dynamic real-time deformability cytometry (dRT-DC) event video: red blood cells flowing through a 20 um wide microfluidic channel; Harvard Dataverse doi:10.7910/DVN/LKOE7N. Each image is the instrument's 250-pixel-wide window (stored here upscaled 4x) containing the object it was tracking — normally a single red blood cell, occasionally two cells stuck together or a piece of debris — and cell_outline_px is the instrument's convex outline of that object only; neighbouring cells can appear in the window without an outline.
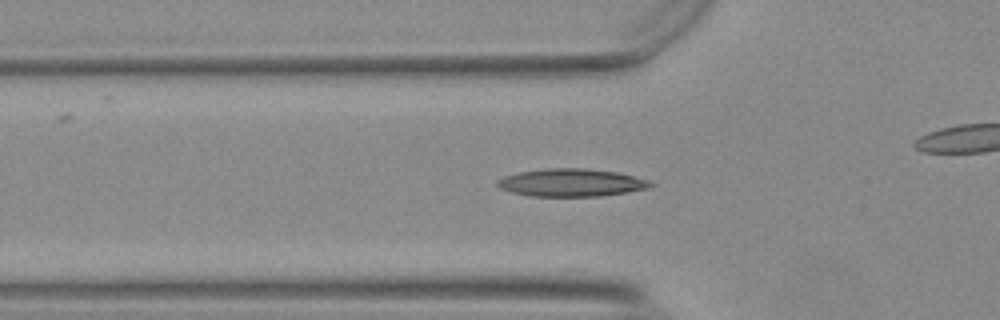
{"species": "Egyptian fruit bat (a non-hibernating species)", "species_latin": "Rousettus aegyptiacus", "temperature_condition": "warm", "stored_images_in_passage": 44, "camera_frame_rate_fps": 3000, "um_per_image_px": 0.085, "animal": {"sex": "female"}, "frame": {"image": 1, "passage_image": 18, "time_ms": 5.667, "image_size_px": [1000, 320], "cell_outline_px": [[656, 184], [648, 188], [628, 192], [600, 196], [528, 196], [512, 192], [500, 188], [496, 184], [496, 180], [504, 176], [520, 172], [544, 168], [588, 168], [616, 172], [648, 180]], "centroid_in_image_um": [48.55, 15.52], "position_along_channel_um": 77.3, "area_um2": 24.8}}
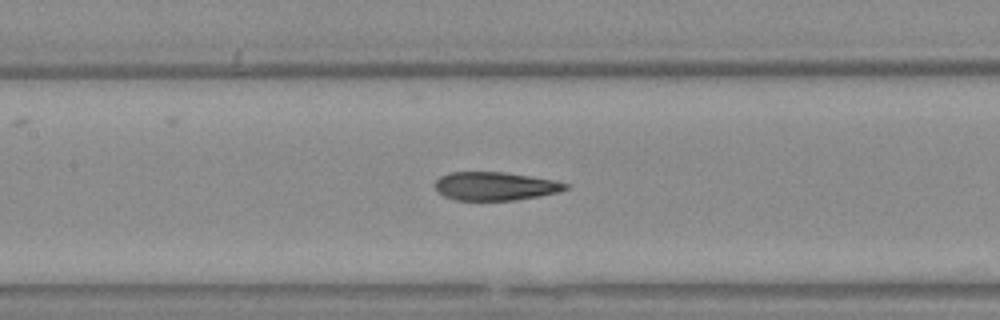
{"frame": {"image": 2, "passage_image": 25, "time_ms": 8.0, "image_size_px": [1000, 320], "cell_outline_px": [[568, 188], [556, 192], [540, 196], [516, 200], [456, 200], [444, 196], [436, 188], [436, 180], [440, 176], [448, 172], [504, 172], [552, 180], [568, 184]], "centroid_in_image_um": [42.06, 15.82], "position_along_channel_um": 165.3, "area_um2": 21.33}}
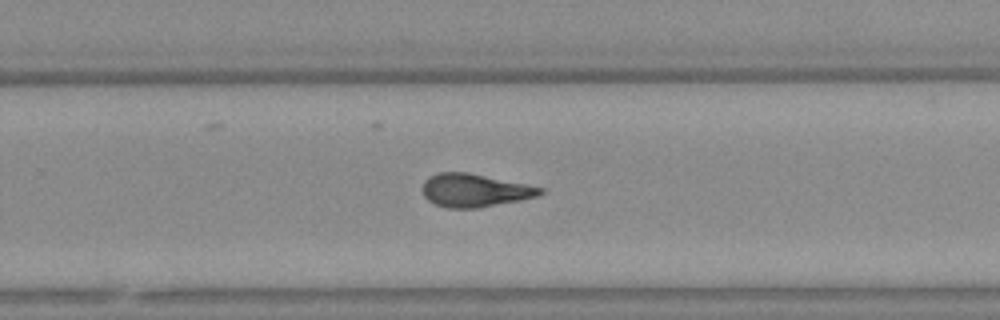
{"frame": {"image": 3, "passage_image": 35, "time_ms": 11.333, "image_size_px": [1000, 320], "cell_outline_px": [[544, 192], [536, 196], [520, 200], [476, 208], [448, 208], [436, 204], [428, 200], [424, 196], [424, 180], [428, 176], [436, 172], [468, 172], [544, 188]], "centroid_in_image_um": [40.32, 16.17], "position_along_channel_um": 289.5, "area_um2": 22.48}}